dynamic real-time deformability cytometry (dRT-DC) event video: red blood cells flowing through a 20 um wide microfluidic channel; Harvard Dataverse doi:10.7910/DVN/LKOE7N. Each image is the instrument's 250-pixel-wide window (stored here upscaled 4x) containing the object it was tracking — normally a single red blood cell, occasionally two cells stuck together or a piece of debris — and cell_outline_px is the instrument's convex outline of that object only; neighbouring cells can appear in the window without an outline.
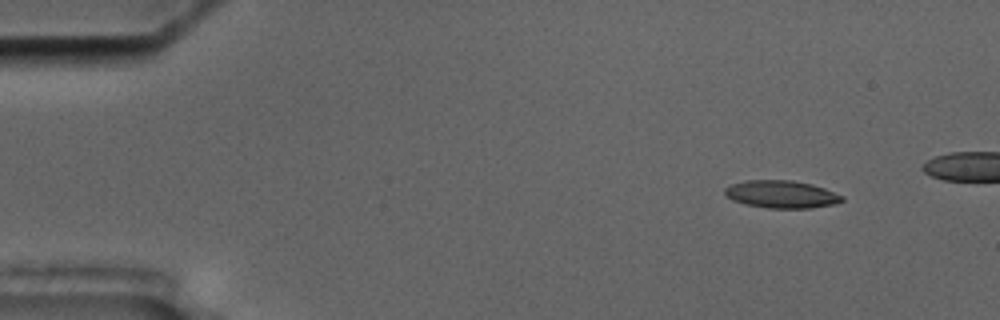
{"species": "common noctule bat (a hibernating species)", "species_latin": "Nyctalus noctula", "temperature_condition": "cold", "stored_images_in_passage": 4, "camera_frame_rate_fps": 3000, "um_per_image_px": 0.085, "animal": {"sex": "male", "body_mass_g": 17.5, "forearm_length_mm": 52.3}, "frame": {"image": 1, "passage_image": 1, "time_ms": 0.0, "image_size_px": [1000, 320], "cell_outline_px": [[844, 200], [836, 204], [812, 208], [768, 208], [744, 204], [732, 200], [724, 196], [724, 188], [732, 184], [748, 180], [792, 180], [812, 184], [824, 188], [844, 196]], "centroid_in_image_um": [66.42, 16.52], "position_along_channel_um": 18.6, "area_um2": 19.02}}